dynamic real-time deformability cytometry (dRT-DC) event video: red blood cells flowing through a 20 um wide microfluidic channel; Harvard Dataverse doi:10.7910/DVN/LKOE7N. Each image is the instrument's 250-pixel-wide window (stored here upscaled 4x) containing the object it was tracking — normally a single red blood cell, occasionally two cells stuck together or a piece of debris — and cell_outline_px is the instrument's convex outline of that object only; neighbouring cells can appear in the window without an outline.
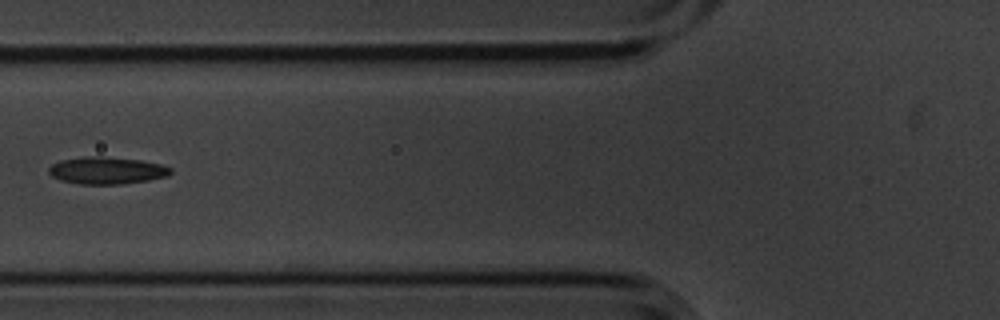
{"species": "common noctule bat (a hibernating species)", "species_latin": "Nyctalus noctula", "temperature_condition": "cold", "stored_images_in_passage": 7, "camera_frame_rate_fps": 3000, "um_per_image_px": 0.085, "animal": {"sex": "male", "body_mass_g": 20.1, "forearm_length_mm": 53.5}, "frame": {"image": 1, "passage_image": 2, "time_ms": 0.333, "image_size_px": [1000, 320], "cell_outline_px": [[172, 172], [168, 176], [148, 180], [124, 184], [80, 184], [60, 180], [52, 176], [48, 172], [48, 168], [52, 164], [60, 160], [84, 156], [100, 156], [140, 160], [160, 164], [172, 168]], "centroid_in_image_um": [9.06, 14.49], "position_along_channel_um": 116.7, "area_um2": 19.36}}
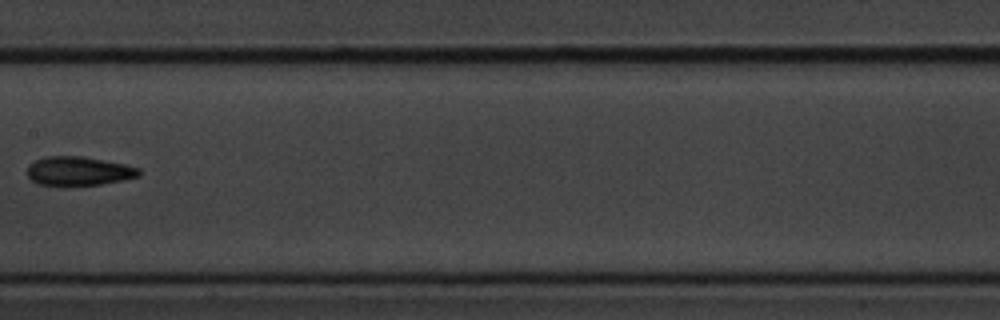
{"frame": {"image": 2, "passage_image": 4, "time_ms": 1.0, "image_size_px": [1000, 320], "cell_outline_px": [[140, 176], [124, 180], [100, 184], [68, 188], [64, 188], [40, 184], [32, 180], [28, 176], [28, 164], [36, 160], [48, 156], [80, 156], [124, 164], [140, 168]], "centroid_in_image_um": [6.67, 14.58], "position_along_channel_um": 200.7, "area_um2": 19.31}}
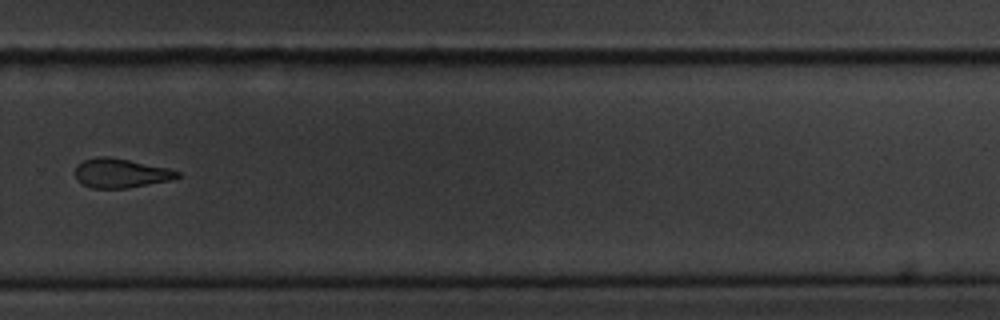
{"frame": {"image": 3, "passage_image": 7, "time_ms": 2.0, "image_size_px": [1000, 320], "cell_outline_px": [[180, 176], [168, 180], [128, 188], [92, 188], [76, 180], [76, 164], [84, 160], [96, 156], [108, 156], [168, 168], [180, 172]], "centroid_in_image_um": [10.22, 14.71], "position_along_channel_um": 319.6, "area_um2": 17.22}}